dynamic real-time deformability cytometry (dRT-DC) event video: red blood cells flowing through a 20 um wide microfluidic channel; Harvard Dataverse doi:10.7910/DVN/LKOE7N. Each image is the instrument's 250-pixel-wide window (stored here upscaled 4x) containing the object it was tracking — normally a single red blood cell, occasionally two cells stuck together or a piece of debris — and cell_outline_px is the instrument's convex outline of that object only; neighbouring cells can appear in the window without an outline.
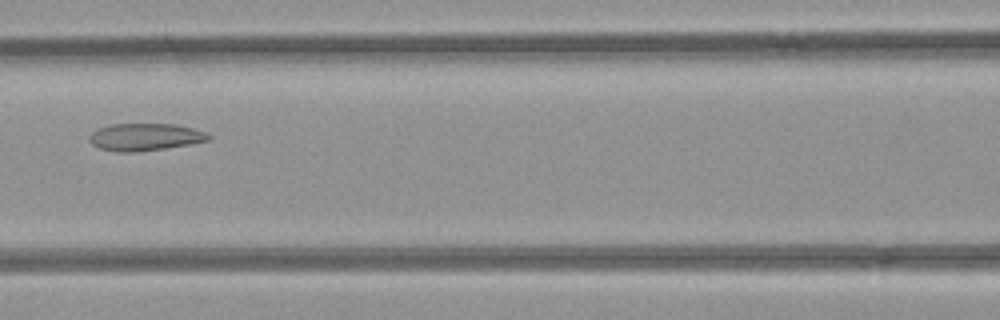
{"species": "common noctule bat (a hibernating species)", "species_latin": "Nyctalus noctula", "temperature_condition": "room temperature", "stored_images_in_passage": 6, "camera_frame_rate_fps": 3000, "um_per_image_px": 0.085, "animal": {"sex": "female", "body_mass_g": 21.9}, "frame": {"image": 1, "passage_image": 5, "time_ms": 1.333, "image_size_px": [1000, 320], "cell_outline_px": [[212, 136], [208, 140], [188, 144], [164, 148], [136, 152], [116, 152], [100, 148], [92, 144], [88, 140], [88, 136], [92, 132], [100, 128], [112, 124], [176, 124], [192, 128], [204, 132]], "centroid_in_image_um": [12.29, 11.64], "position_along_channel_um": 154.3, "area_um2": 18.79}}
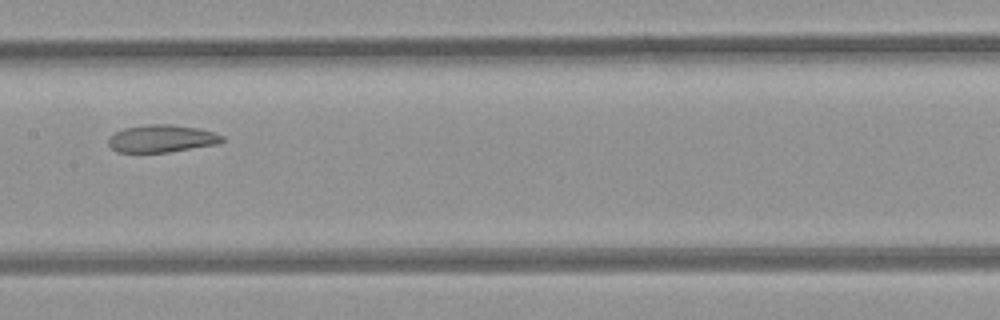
{"frame": {"image": 2, "passage_image": 6, "time_ms": 1.667, "image_size_px": [1000, 320], "cell_outline_px": [[224, 140], [216, 144], [168, 152], [116, 152], [108, 144], [108, 136], [124, 128], [144, 124], [168, 124], [200, 128], [224, 136]], "centroid_in_image_um": [13.71, 11.77], "position_along_channel_um": 193.7, "area_um2": 18.21}}